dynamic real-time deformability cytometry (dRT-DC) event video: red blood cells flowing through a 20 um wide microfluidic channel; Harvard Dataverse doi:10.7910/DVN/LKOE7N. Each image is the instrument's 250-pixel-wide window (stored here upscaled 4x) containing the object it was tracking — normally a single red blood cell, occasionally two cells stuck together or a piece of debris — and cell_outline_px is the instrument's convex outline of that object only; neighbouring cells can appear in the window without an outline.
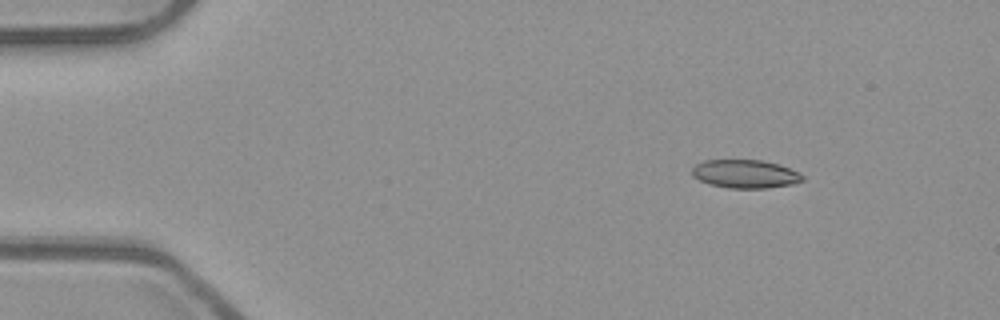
{"species": "common noctule bat (a hibernating species)", "species_latin": "Nyctalus noctula", "temperature_condition": "room temperature", "stored_images_in_passage": 46, "camera_frame_rate_fps": 3000, "um_per_image_px": 0.085, "animal": {"sex": "male", "body_mass_g": 23.1, "forearm_length_mm": 52.7}, "frame": {"image": 1, "passage_image": 1, "time_ms": 0.0, "image_size_px": [1000, 320], "cell_outline_px": [[804, 180], [792, 184], [768, 188], [728, 188], [708, 184], [692, 176], [692, 168], [696, 164], [704, 160], [760, 160], [776, 164], [800, 172], [804, 176]], "centroid_in_image_um": [63.33, 14.79], "position_along_channel_um": 21.7, "area_um2": 18.26}}
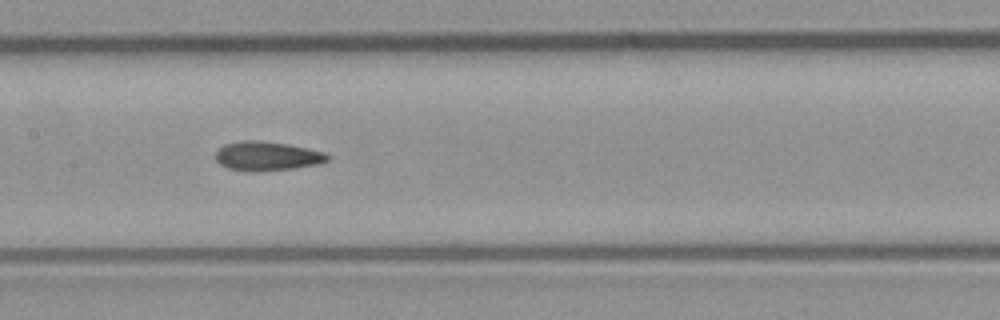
{"frame": {"image": 2, "passage_image": 20, "time_ms": 6.333, "image_size_px": [1000, 320], "cell_outline_px": [[328, 160], [320, 164], [292, 168], [252, 172], [228, 168], [220, 164], [216, 160], [216, 152], [224, 144], [244, 140], [260, 140], [284, 144], [324, 152], [328, 156]], "centroid_in_image_um": [22.66, 13.27], "position_along_channel_um": 184.7, "area_um2": 18.73}}
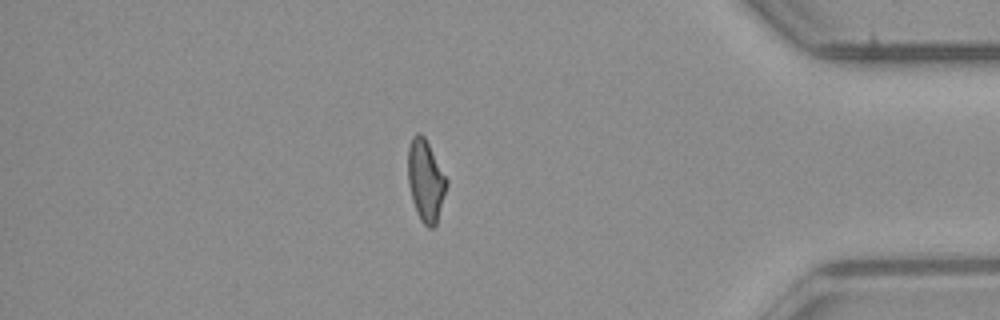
{"frame": {"image": 3, "passage_image": 39, "time_ms": 12.667, "image_size_px": [1000, 320], "cell_outline_px": [[448, 184], [436, 224], [432, 228], [428, 228], [420, 220], [416, 212], [412, 200], [408, 180], [408, 148], [412, 136], [416, 132], [420, 132], [424, 136], [448, 180]], "centroid_in_image_um": [36.18, 15.35], "position_along_channel_um": 399.0, "area_um2": 18.38}, "authors_computed_cell_mechanics": {"area_um2": 18.5249, "velocity_mm_per_s": 3.9534, "shape_relaxation_time_tau1_ms": 10.908, "shape_relaxation_time_tau2_ms": 2.7381, "deformation_change_tau1": 0.2327, "deformation_change_tau2": 0.1029}}